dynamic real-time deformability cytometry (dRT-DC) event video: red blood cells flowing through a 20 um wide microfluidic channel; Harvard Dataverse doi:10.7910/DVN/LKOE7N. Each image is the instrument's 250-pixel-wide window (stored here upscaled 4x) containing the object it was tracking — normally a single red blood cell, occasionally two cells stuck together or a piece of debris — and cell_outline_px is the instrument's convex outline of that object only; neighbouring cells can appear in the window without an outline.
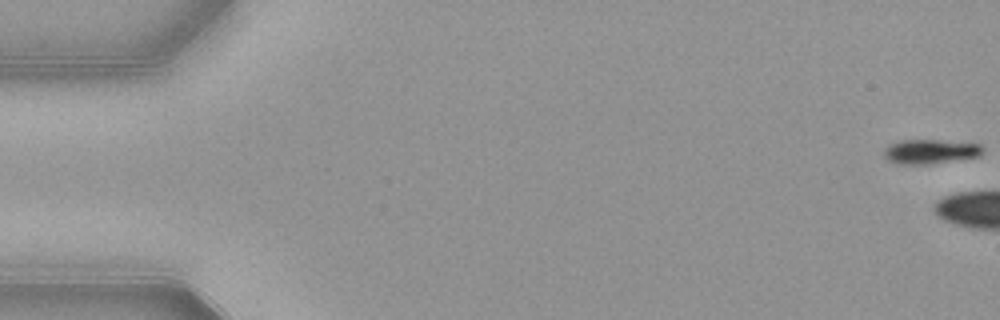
{"species": "common noctule bat (a hibernating species)", "species_latin": "Nyctalus noctula", "temperature_condition": "warm", "stored_images_in_passage": 6, "camera_frame_rate_fps": 3000, "um_per_image_px": 0.085, "animal": {"sex": "female", "body_mass_g": 21.9}, "frame": {"image": 1, "passage_image": 1, "time_ms": 0.0, "image_size_px": [1000, 320], "cell_outline_px": [[984, 148], [980, 156], [928, 164], [900, 164], [888, 160], [884, 156], [884, 148], [888, 144], [900, 140], [940, 140], [980, 144]], "centroid_in_image_um": [79.05, 12.87], "position_along_channel_um": 5.9, "area_um2": 14.05}}